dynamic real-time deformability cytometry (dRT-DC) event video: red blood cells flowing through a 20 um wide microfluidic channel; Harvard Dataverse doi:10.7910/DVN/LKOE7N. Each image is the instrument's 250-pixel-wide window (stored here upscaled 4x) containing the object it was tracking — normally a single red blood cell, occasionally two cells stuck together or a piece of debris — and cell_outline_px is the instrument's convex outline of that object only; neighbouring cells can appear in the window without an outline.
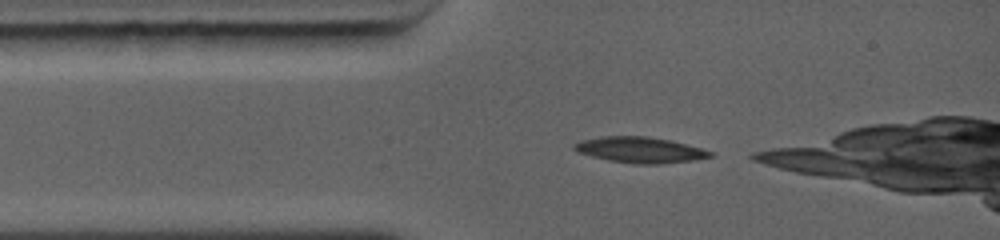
{"species": "common noctule bat (a hibernating species)", "species_latin": "Nyctalus noctula", "temperature_condition": "warm", "stored_images_in_passage": 15, "camera_frame_rate_fps": 5000, "um_per_image_px": 0.085, "animal": {"sex": "female", "body_mass_g": 19.0, "forearm_length_mm": 56.7}, "frame": {"image": 1, "passage_image": 1, "time_ms": 0.0, "image_size_px": [1000, 240], "cell_outline_px": [[716, 156], [692, 160], [660, 164], [636, 164], [608, 160], [576, 152], [572, 148], [572, 144], [580, 140], [600, 136], [648, 136], [672, 140], [688, 144], [712, 152]], "centroid_in_image_um": [54.38, 12.73], "position_along_channel_um": 30.6, "area_um2": 20.69}}
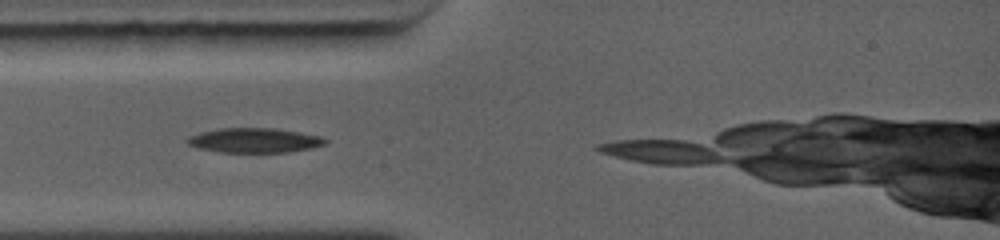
{"frame": {"image": 2, "passage_image": 9, "time_ms": 1.0, "image_size_px": [1000, 240], "cell_outline_px": [[328, 140], [324, 144], [312, 148], [288, 152], [220, 152], [200, 148], [188, 144], [188, 136], [200, 132], [216, 128], [276, 128], [300, 132], [320, 136]], "centroid_in_image_um": [21.63, 11.92], "position_along_channel_um": 63.4, "area_um2": 19.77}}